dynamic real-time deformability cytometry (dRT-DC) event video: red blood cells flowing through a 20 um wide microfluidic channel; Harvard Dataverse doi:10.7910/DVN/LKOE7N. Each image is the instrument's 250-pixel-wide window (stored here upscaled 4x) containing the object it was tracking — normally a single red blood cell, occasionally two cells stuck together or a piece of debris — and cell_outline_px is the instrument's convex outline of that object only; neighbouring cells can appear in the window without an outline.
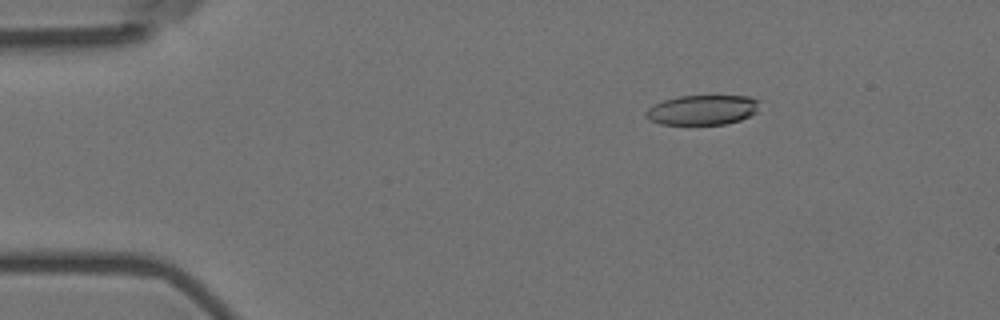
{"species": "Egyptian fruit bat (a non-hibernating species)", "species_latin": "Rousettus aegyptiacus", "temperature_condition": "room temperature", "stored_images_in_passage": 20, "camera_frame_rate_fps": 3000, "um_per_image_px": 0.085, "animal": {"sex": "female"}, "frame": {"image": 1, "passage_image": 9, "time_ms": 2.667, "image_size_px": [1000, 320], "cell_outline_px": [[760, 100], [756, 112], [740, 120], [724, 124], [660, 124], [648, 120], [644, 116], [644, 112], [652, 104], [664, 100], [680, 96], [748, 96]], "centroid_in_image_um": [59.66, 9.34], "position_along_channel_um": 25.3, "area_um2": 19.83}}
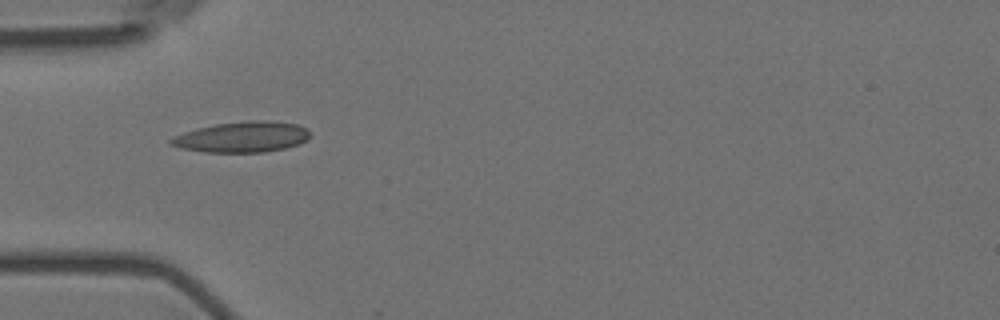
{"frame": {"image": 2, "passage_image": 18, "time_ms": 5.667, "image_size_px": [1000, 320], "cell_outline_px": [[308, 140], [300, 144], [284, 148], [264, 152], [204, 152], [180, 148], [172, 144], [168, 140], [184, 132], [196, 128], [216, 124], [248, 120], [264, 120], [296, 124], [308, 128]], "centroid_in_image_um": [20.6, 11.64], "position_along_channel_um": 64.4, "area_um2": 24.8}}